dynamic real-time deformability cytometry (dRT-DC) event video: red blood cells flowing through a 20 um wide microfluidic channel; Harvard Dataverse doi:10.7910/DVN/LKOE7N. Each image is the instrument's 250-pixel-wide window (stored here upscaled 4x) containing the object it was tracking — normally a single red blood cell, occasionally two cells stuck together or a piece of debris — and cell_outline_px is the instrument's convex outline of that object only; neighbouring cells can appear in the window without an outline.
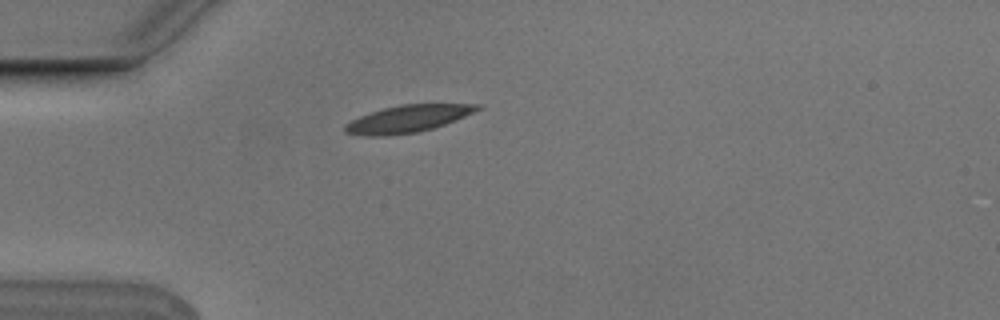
{"species": "Egyptian fruit bat (a non-hibernating species)", "species_latin": "Rousettus aegyptiacus", "temperature_condition": "cold", "stored_images_in_passage": 1, "camera_frame_rate_fps": 3000, "um_per_image_px": 0.085, "animal": {"sex": "male"}, "frame": {"image": 1, "passage_image": 1, "time_ms": 0.0, "image_size_px": [1000, 320], "cell_outline_px": [[484, 108], [444, 124], [432, 128], [416, 132], [384, 136], [368, 136], [344, 132], [344, 124], [360, 116], [384, 108], [400, 104], [480, 104]], "centroid_in_image_um": [34.66, 10.09], "position_along_channel_um": 50.3, "area_um2": 20.69}}